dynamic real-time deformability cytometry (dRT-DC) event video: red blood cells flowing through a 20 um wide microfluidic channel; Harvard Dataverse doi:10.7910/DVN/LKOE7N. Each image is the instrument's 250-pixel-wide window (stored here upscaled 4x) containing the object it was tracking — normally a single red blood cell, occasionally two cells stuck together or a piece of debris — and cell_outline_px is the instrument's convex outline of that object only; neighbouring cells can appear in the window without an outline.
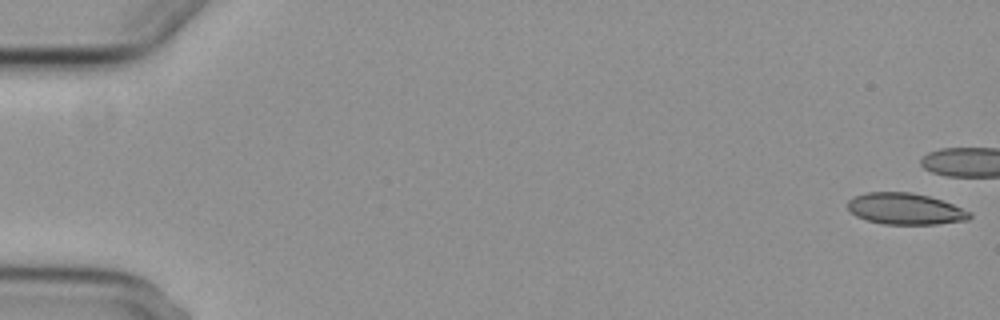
{"species": "common noctule bat (a hibernating species)", "species_latin": "Nyctalus noctula", "temperature_condition": "cold", "stored_images_in_passage": 14, "camera_frame_rate_fps": 3000, "um_per_image_px": 0.085, "animal": {"sex": "female", "body_mass_g": 29.2, "forearm_length_mm": 56.3}, "frame": {"image": 1, "passage_image": 1, "time_ms": 0.0, "image_size_px": [1000, 320], "cell_outline_px": [[972, 216], [968, 220], [936, 224], [884, 224], [868, 220], [856, 216], [848, 208], [848, 200], [852, 196], [864, 192], [912, 192], [928, 196], [952, 204], [972, 212]], "centroid_in_image_um": [76.94, 17.74], "position_along_channel_um": 8.1, "area_um2": 22.31}}